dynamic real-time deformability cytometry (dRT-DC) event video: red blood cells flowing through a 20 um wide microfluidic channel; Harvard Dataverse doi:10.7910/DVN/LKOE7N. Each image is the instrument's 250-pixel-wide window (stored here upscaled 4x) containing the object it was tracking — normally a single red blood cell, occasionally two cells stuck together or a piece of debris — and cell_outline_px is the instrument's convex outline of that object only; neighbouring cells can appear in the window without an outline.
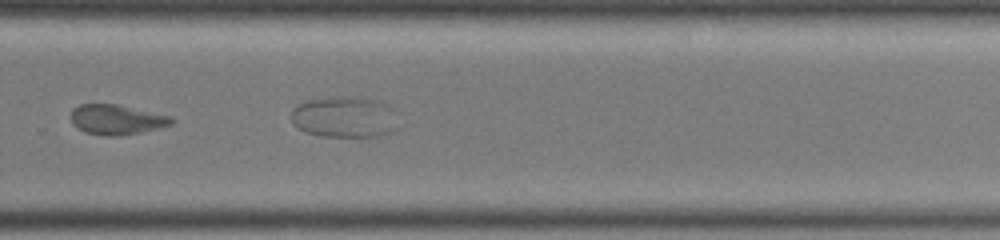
{"species": "common noctule bat (a hibernating species)", "species_latin": "Nyctalus noctula", "temperature_condition": "warm", "stored_images_in_passage": 17, "camera_frame_rate_fps": 3000, "um_per_image_px": 0.085, "animal": {"sex": "female", "body_mass_g": 19.0, "forearm_length_mm": 51.5}, "frame": {"image": 1, "passage_image": 15, "time_ms": 4.667, "image_size_px": [1000, 240], "cell_outline_px": [[176, 120], [172, 124], [140, 132], [120, 136], [104, 136], [84, 132], [76, 128], [72, 124], [72, 108], [80, 104], [116, 104], [172, 116]], "centroid_in_image_um": [9.9, 10.17], "position_along_channel_um": 319.9, "area_um2": 17.63}}